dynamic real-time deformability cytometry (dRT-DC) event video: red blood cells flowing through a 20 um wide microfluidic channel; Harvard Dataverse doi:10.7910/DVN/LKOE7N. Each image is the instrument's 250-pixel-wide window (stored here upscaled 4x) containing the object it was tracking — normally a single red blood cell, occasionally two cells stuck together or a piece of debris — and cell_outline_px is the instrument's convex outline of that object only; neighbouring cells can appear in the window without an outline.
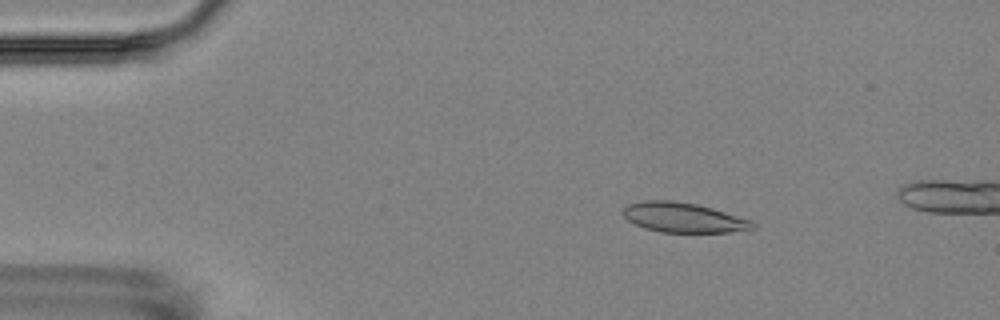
{"species": "Egyptian fruit bat (a non-hibernating species)", "species_latin": "Rousettus aegyptiacus", "temperature_condition": "room temperature", "stored_images_in_passage": 4, "camera_frame_rate_fps": 3000, "um_per_image_px": 0.085, "animal": {"sex": "female"}, "frame": {"image": 1, "passage_image": 2, "time_ms": 1.333, "image_size_px": [1000, 320], "cell_outline_px": [[756, 228], [748, 232], [660, 232], [644, 228], [628, 220], [620, 212], [628, 204], [644, 200], [672, 200], [696, 204], [712, 208], [752, 220], [756, 224]], "centroid_in_image_um": [58.14, 18.5], "position_along_channel_um": 26.9, "area_um2": 22.83}}